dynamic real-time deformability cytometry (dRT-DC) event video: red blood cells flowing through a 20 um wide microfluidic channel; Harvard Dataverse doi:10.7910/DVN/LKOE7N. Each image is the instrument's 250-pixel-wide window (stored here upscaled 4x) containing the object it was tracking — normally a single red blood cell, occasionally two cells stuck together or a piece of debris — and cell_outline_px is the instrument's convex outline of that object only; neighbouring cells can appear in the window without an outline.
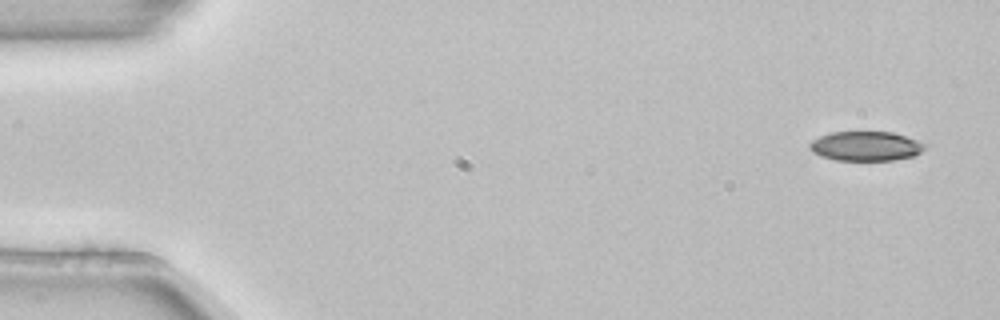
{"species": "common noctule bat (a hibernating species)", "species_latin": "Nyctalus noctula", "temperature_condition": "room temperature", "stored_images_in_passage": 3, "camera_frame_rate_fps": 3000, "um_per_image_px": 0.085, "animal": {"sex": "female", "body_mass_g": 22.7, "forearm_length_mm": 54.2}, "frame": {"image": 1, "passage_image": 1, "time_ms": 0.0, "image_size_px": [1000, 320], "cell_outline_px": [[924, 148], [920, 152], [912, 156], [892, 160], [836, 160], [820, 156], [812, 152], [808, 148], [808, 144], [812, 140], [820, 136], [832, 132], [892, 132], [916, 140], [924, 144]], "centroid_in_image_um": [73.52, 12.42], "position_along_channel_um": 11.5, "area_um2": 19.59}}
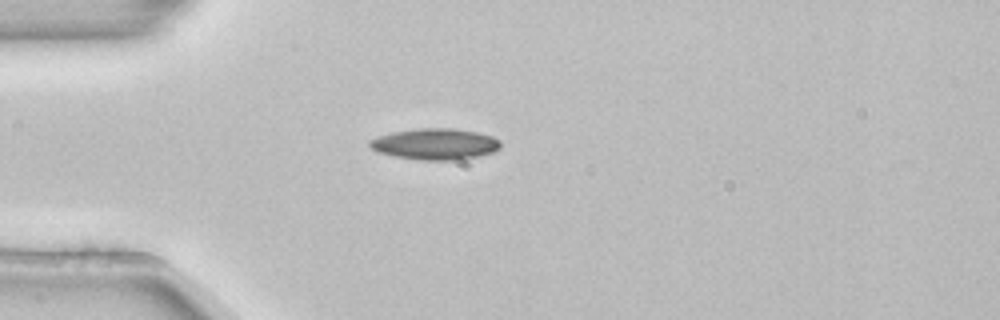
{"frame": {"image": 2, "passage_image": 3, "time_ms": 0.667, "image_size_px": [1000, 320], "cell_outline_px": [[500, 148], [496, 152], [456, 160], [420, 160], [396, 156], [376, 152], [368, 144], [368, 140], [392, 132], [416, 128], [452, 128], [476, 132], [492, 136], [500, 140]], "centroid_in_image_um": [36.99, 12.24], "position_along_channel_um": 48.0, "area_um2": 23.81}}